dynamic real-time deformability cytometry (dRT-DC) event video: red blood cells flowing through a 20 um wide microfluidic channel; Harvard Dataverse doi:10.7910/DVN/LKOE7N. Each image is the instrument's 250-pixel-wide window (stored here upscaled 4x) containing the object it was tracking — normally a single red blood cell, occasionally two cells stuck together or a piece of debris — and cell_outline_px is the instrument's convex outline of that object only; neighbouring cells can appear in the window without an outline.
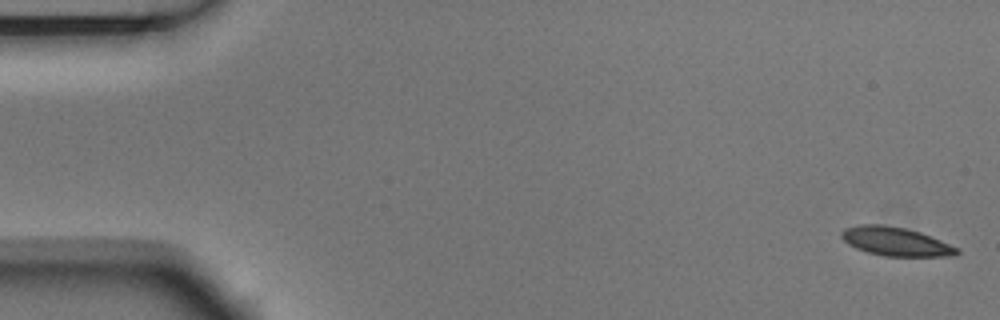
{"species": "Egyptian fruit bat (a non-hibernating species)", "species_latin": "Rousettus aegyptiacus", "temperature_condition": "room temperature", "stored_images_in_passage": 5, "camera_frame_rate_fps": 3000, "um_per_image_px": 0.085, "animal": {"sex": "male"}, "frame": {"image": 1, "passage_image": 1, "time_ms": 0.0, "image_size_px": [1000, 320], "cell_outline_px": [[960, 252], [956, 256], [884, 256], [868, 252], [856, 248], [848, 244], [840, 236], [840, 232], [844, 228], [860, 224], [884, 224], [904, 228], [920, 232], [960, 248]], "centroid_in_image_um": [76.13, 20.52], "position_along_channel_um": 8.9, "area_um2": 19.42}}
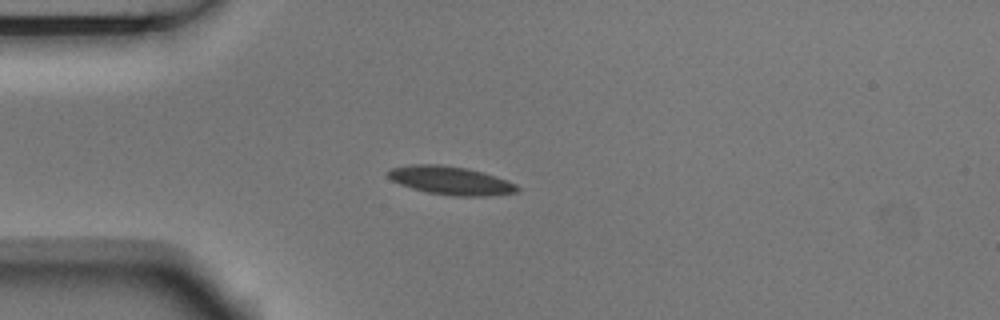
{"frame": {"image": 2, "passage_image": 5, "time_ms": 1.333, "image_size_px": [1000, 320], "cell_outline_px": [[520, 188], [516, 192], [488, 196], [452, 196], [428, 192], [412, 188], [400, 184], [392, 180], [388, 176], [388, 172], [392, 168], [412, 164], [440, 164], [468, 168], [484, 172], [516, 184]], "centroid_in_image_um": [38.32, 15.34], "position_along_channel_um": 46.7, "area_um2": 21.27}}